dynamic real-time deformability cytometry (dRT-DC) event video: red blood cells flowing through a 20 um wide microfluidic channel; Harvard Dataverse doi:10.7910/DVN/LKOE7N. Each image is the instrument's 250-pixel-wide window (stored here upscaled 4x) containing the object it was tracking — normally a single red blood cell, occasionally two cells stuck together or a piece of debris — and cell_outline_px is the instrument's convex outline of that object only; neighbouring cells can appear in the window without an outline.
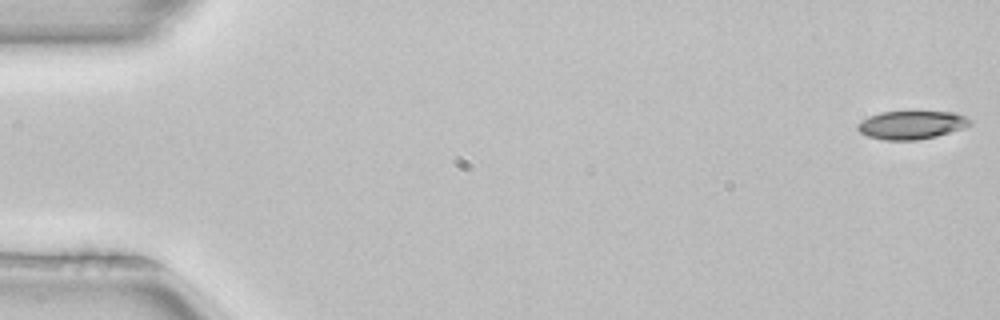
{"species": "common noctule bat (a hibernating species)", "species_latin": "Nyctalus noctula", "temperature_condition": "room temperature", "stored_images_in_passage": 4, "camera_frame_rate_fps": 3000, "um_per_image_px": 0.085, "animal": {"sex": "female", "body_mass_g": 22.7, "forearm_length_mm": 54.2}, "frame": {"image": 1, "passage_image": 1, "time_ms": 0.0, "image_size_px": [1000, 320], "cell_outline_px": [[972, 124], [964, 128], [936, 136], [916, 140], [884, 140], [868, 136], [860, 132], [856, 128], [856, 124], [860, 120], [868, 116], [880, 112], [956, 112], [972, 120]], "centroid_in_image_um": [77.46, 10.62], "position_along_channel_um": 7.5, "area_um2": 18.61}}